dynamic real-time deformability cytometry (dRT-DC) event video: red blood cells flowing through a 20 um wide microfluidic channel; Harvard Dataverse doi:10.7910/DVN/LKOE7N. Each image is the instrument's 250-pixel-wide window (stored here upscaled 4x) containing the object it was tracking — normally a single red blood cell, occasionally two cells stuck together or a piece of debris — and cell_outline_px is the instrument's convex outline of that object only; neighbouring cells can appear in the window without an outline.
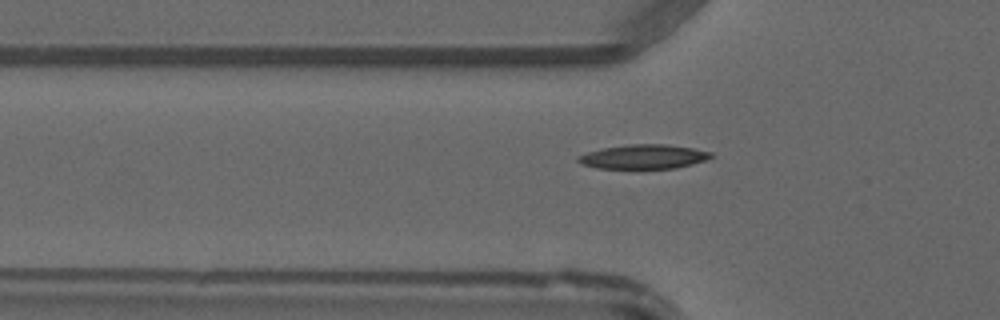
{"species": "common noctule bat (a hibernating species)", "species_latin": "Nyctalus noctula", "temperature_condition": "warm", "stored_images_in_passage": 48, "camera_frame_rate_fps": 3000, "um_per_image_px": 0.085, "animal": {"sex": "male", "forearm_length_mm": 52.5}, "frame": {"image": 1, "passage_image": 16, "time_ms": 5.0, "image_size_px": [1000, 320], "cell_outline_px": [[712, 156], [704, 160], [692, 164], [676, 168], [640, 172], [596, 168], [580, 164], [576, 160], [576, 156], [588, 152], [604, 148], [632, 144], [668, 144], [692, 148], [712, 152]], "centroid_in_image_um": [54.64, 13.38], "position_along_channel_um": 71.2, "area_um2": 19.83}}
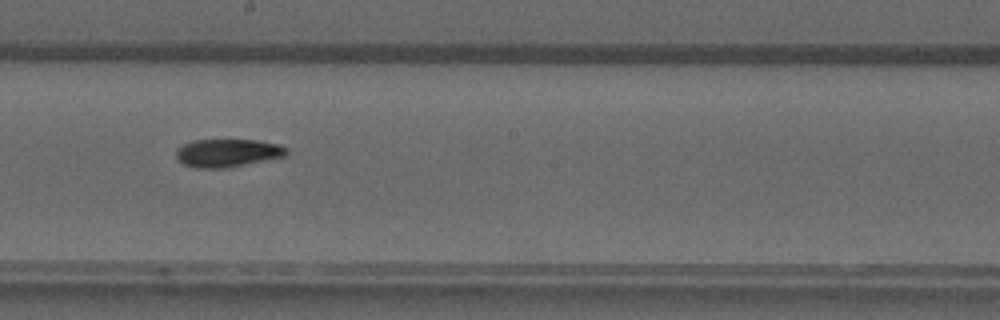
{"frame": {"image": 2, "passage_image": 27, "time_ms": 8.667, "image_size_px": [1000, 320], "cell_outline_px": [[288, 156], [228, 168], [196, 168], [184, 164], [176, 156], [176, 152], [184, 144], [192, 140], [256, 140], [276, 144], [288, 148]], "centroid_in_image_um": [19.39, 13.01], "position_along_channel_um": 228.8, "area_um2": 18.03}}
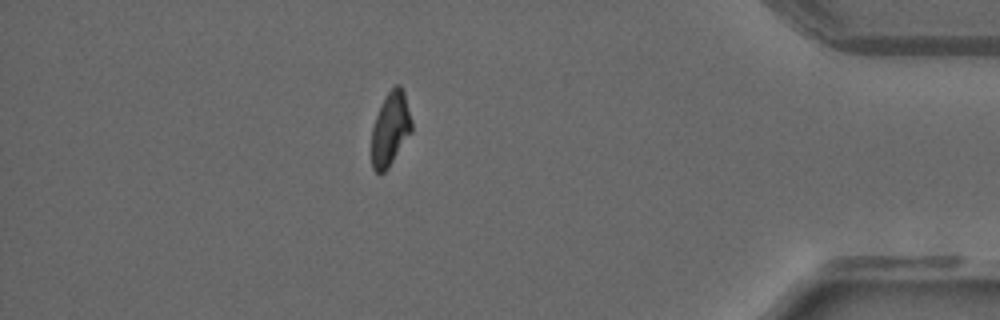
{"frame": {"image": 3, "passage_image": 42, "time_ms": 13.667, "image_size_px": [1000, 320], "cell_outline_px": [[412, 132], [388, 168], [384, 172], [376, 172], [372, 168], [372, 128], [380, 104], [388, 92], [396, 84], [400, 84], [404, 92], [412, 120]], "centroid_in_image_um": [33.19, 10.94], "position_along_channel_um": 402.0, "area_um2": 17.22}}